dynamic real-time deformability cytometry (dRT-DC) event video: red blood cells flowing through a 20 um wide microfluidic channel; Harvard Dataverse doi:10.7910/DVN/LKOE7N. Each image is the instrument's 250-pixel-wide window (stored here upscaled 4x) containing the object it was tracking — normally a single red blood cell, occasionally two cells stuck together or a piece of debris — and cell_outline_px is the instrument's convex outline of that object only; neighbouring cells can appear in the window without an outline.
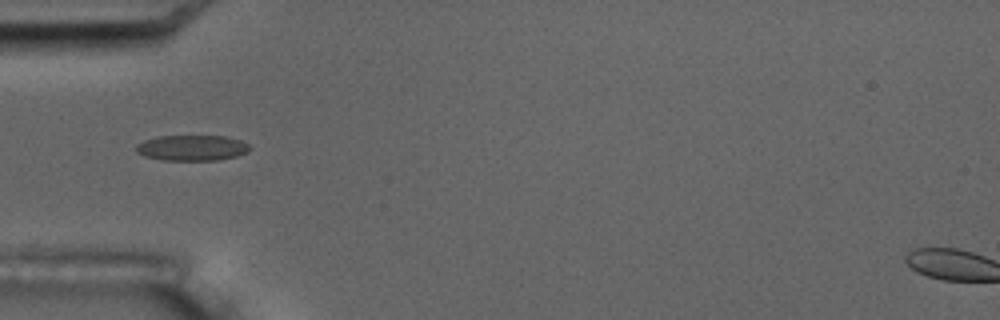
{"species": "common noctule bat (a hibernating species)", "species_latin": "Nyctalus noctula", "temperature_condition": "room temperature", "stored_images_in_passage": 7, "camera_frame_rate_fps": 3000, "um_per_image_px": 0.085, "animal": {"sex": "male", "body_mass_g": 17.5, "forearm_length_mm": 52.3}, "frame": {"image": 1, "passage_image": 6, "time_ms": 5.667, "image_size_px": [1000, 320], "cell_outline_px": [[252, 148], [248, 152], [236, 156], [216, 160], [164, 160], [144, 156], [136, 152], [136, 144], [144, 140], [156, 136], [228, 136], [240, 140], [248, 144]], "centroid_in_image_um": [16.32, 12.56], "position_along_channel_um": 68.7, "area_um2": 17.05}}